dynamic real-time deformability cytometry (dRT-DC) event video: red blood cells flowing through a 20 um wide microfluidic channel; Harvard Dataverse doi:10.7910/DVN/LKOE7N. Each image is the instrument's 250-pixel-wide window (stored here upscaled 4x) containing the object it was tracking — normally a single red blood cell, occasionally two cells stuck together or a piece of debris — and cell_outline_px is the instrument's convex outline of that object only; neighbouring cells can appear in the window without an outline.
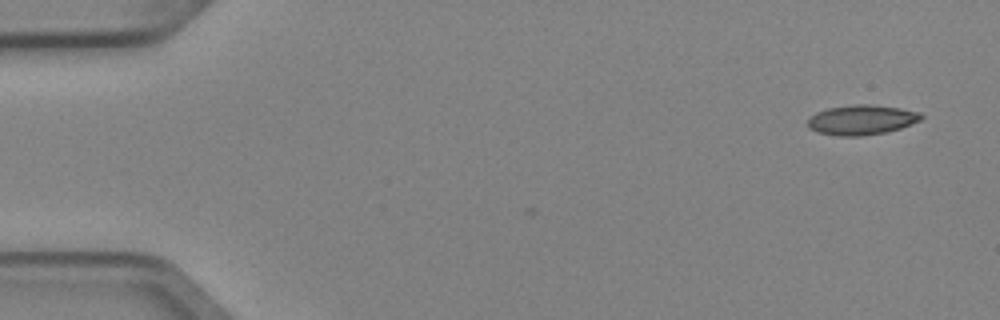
{"species": "Egyptian fruit bat (a non-hibernating species)", "species_latin": "Rousettus aegyptiacus", "temperature_condition": "cold", "stored_images_in_passage": 4, "camera_frame_rate_fps": 3000, "um_per_image_px": 0.085, "animal": {"sex": "female"}, "frame": {"image": 1, "passage_image": 1, "time_ms": 0.0, "image_size_px": [1000, 320], "cell_outline_px": [[924, 116], [920, 120], [900, 128], [888, 132], [860, 136], [840, 136], [816, 132], [808, 128], [808, 120], [816, 112], [828, 108], [852, 104], [868, 104], [900, 108], [920, 112]], "centroid_in_image_um": [73.23, 10.19], "position_along_channel_um": 11.8, "area_um2": 19.77}}
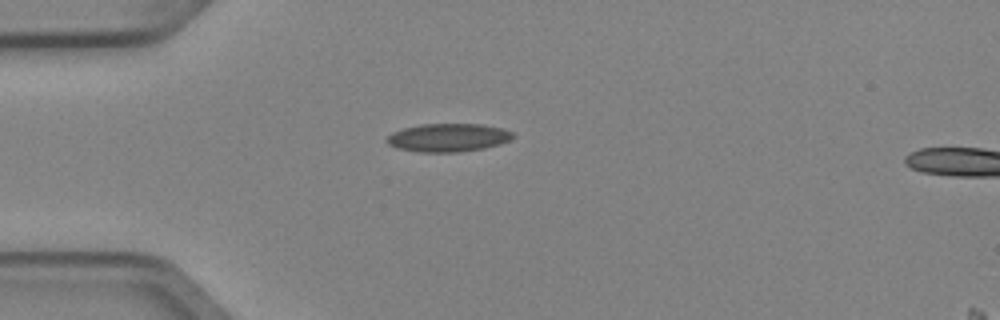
{"frame": {"image": 2, "passage_image": 4, "time_ms": 1.0, "image_size_px": [1000, 320], "cell_outline_px": [[512, 136], [508, 140], [500, 144], [484, 148], [460, 152], [420, 152], [400, 148], [388, 144], [384, 140], [392, 132], [404, 128], [420, 124], [480, 124], [504, 128], [512, 132]], "centroid_in_image_um": [38.08, 11.69], "position_along_channel_um": 46.9, "area_um2": 20.63}}